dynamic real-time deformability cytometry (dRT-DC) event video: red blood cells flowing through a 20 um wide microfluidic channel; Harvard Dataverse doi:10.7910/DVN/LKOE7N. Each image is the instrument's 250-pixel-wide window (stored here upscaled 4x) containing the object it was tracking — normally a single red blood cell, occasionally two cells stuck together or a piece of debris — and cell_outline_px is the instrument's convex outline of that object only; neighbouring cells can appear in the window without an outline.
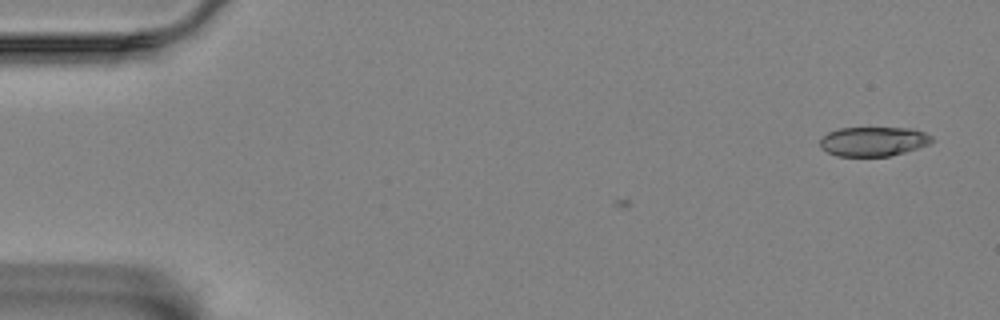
{"species": "Egyptian fruit bat (a non-hibernating species)", "species_latin": "Rousettus aegyptiacus", "temperature_condition": "room temperature", "stored_images_in_passage": 4, "camera_frame_rate_fps": 3000, "um_per_image_px": 0.085, "animal": {"sex": "female"}, "frame": {"image": 1, "passage_image": 4, "time_ms": 1.0, "image_size_px": [1000, 320], "cell_outline_px": [[932, 140], [928, 144], [892, 156], [836, 156], [820, 148], [820, 140], [828, 132], [840, 128], [912, 128], [924, 132], [932, 136]], "centroid_in_image_um": [74.22, 12.02], "position_along_channel_um": 10.8, "area_um2": 19.07}}